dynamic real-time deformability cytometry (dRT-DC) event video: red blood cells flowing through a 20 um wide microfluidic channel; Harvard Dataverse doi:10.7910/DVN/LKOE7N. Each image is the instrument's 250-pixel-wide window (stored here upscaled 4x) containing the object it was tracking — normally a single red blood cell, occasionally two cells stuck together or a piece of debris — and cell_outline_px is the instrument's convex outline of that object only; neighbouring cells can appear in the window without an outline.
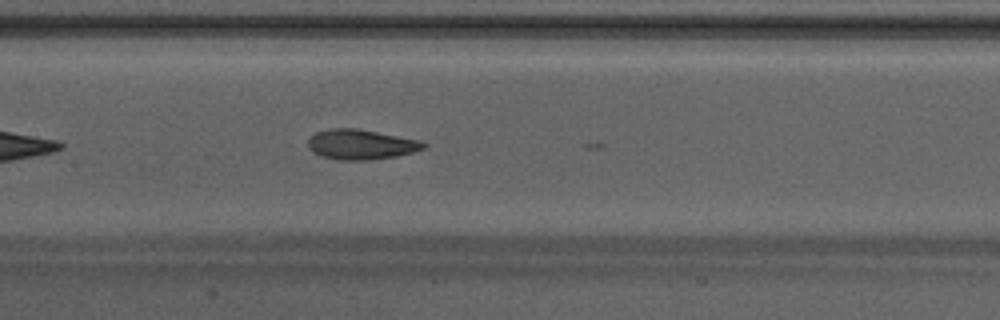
{"species": "Egyptian fruit bat (a non-hibernating species)", "species_latin": "Rousettus aegyptiacus", "temperature_condition": "warm", "stored_images_in_passage": 9, "camera_frame_rate_fps": 3000, "um_per_image_px": 0.085, "animal": {"sex": "male"}, "frame": {"image": 1, "passage_image": 8, "time_ms": 2.333, "image_size_px": [1000, 320], "cell_outline_px": [[428, 144], [424, 148], [412, 152], [396, 156], [368, 160], [336, 160], [320, 156], [312, 152], [308, 144], [308, 140], [316, 132], [328, 128], [356, 128], [420, 140]], "centroid_in_image_um": [30.66, 12.28], "position_along_channel_um": 176.7, "area_um2": 20.23}}